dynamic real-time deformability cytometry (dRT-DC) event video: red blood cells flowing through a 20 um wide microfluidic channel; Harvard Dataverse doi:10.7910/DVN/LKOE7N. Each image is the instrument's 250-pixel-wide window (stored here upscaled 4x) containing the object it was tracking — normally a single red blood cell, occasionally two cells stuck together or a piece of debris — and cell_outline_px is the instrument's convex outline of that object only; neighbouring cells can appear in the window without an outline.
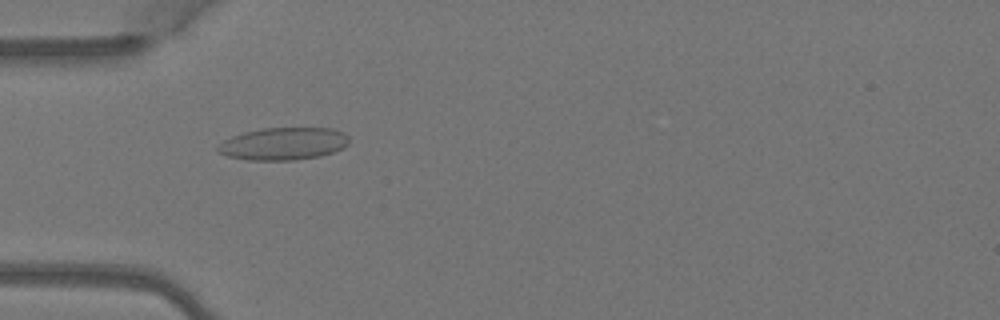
{"species": "Egyptian fruit bat (a non-hibernating species)", "species_latin": "Rousettus aegyptiacus", "temperature_condition": "warm", "stored_images_in_passage": 5, "camera_frame_rate_fps": 3000, "um_per_image_px": 0.085, "animal": {"sex": "female"}, "frame": {"image": 1, "passage_image": 5, "time_ms": 1.333, "image_size_px": [1000, 320], "cell_outline_px": [[348, 144], [344, 148], [320, 156], [296, 160], [248, 160], [228, 156], [220, 152], [216, 148], [224, 140], [232, 136], [244, 132], [264, 128], [332, 128], [344, 132], [348, 136]], "centroid_in_image_um": [24.12, 12.21], "position_along_channel_um": 60.9, "area_um2": 24.8}}